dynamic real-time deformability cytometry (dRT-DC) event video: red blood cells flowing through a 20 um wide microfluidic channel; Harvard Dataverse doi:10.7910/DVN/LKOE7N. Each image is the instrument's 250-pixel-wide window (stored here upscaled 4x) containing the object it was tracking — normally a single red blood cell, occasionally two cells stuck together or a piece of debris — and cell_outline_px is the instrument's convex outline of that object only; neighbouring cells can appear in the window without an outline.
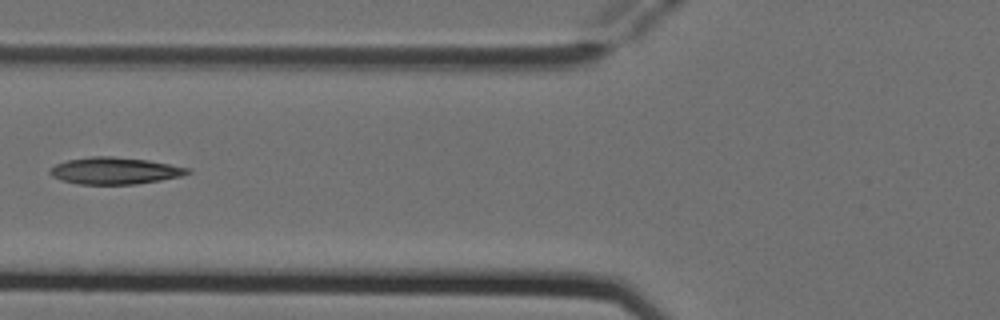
{"species": "Egyptian fruit bat (a non-hibernating species)", "species_latin": "Rousettus aegyptiacus", "temperature_condition": "cold", "stored_images_in_passage": 7, "camera_frame_rate_fps": 3000, "um_per_image_px": 0.085, "animal": {"sex": "female"}, "frame": {"image": 1, "passage_image": 6, "time_ms": 1.667, "image_size_px": [1000, 320], "cell_outline_px": [[192, 172], [180, 176], [160, 180], [136, 184], [76, 184], [60, 180], [52, 176], [48, 172], [56, 164], [68, 160], [92, 156], [112, 156], [148, 160], [192, 168]], "centroid_in_image_um": [9.77, 14.51], "position_along_channel_um": 116.0, "area_um2": 21.56}}
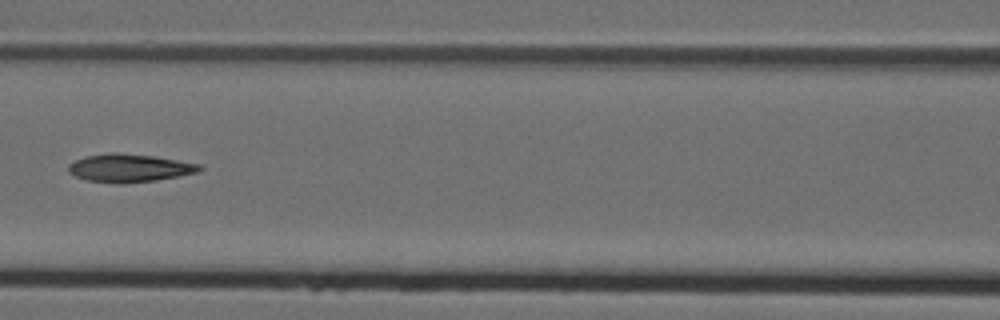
{"frame": {"image": 2, "passage_image": 7, "time_ms": 2.0, "image_size_px": [1000, 320], "cell_outline_px": [[204, 168], [200, 172], [156, 180], [124, 184], [120, 184], [84, 180], [68, 172], [68, 164], [84, 156], [112, 152], [116, 152], [156, 156], [200, 164]], "centroid_in_image_um": [11.0, 14.28], "position_along_channel_um": 155.6, "area_um2": 21.73}}